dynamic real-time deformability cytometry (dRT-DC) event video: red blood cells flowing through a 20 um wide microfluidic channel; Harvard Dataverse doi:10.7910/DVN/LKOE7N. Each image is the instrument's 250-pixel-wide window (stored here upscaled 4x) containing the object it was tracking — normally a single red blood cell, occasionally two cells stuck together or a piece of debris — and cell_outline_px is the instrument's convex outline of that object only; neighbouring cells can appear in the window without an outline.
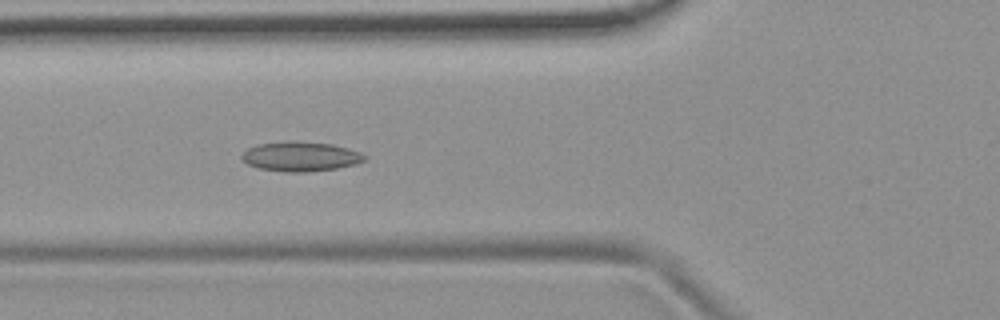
{"species": "common noctule bat (a hibernating species)", "species_latin": "Nyctalus noctula", "temperature_condition": "room temperature", "stored_images_in_passage": 51, "camera_frame_rate_fps": 3000, "um_per_image_px": 0.085, "animal": {"sex": "female", "body_mass_g": 19.9}, "frame": {"image": 1, "passage_image": 17, "time_ms": 5.333, "image_size_px": [1000, 320], "cell_outline_px": [[368, 156], [364, 160], [356, 164], [336, 168], [308, 172], [284, 172], [260, 168], [248, 164], [240, 156], [248, 148], [256, 144], [288, 140], [332, 144], [348, 148], [360, 152]], "centroid_in_image_um": [25.55, 13.29], "position_along_channel_um": 100.2, "area_um2": 21.27}}
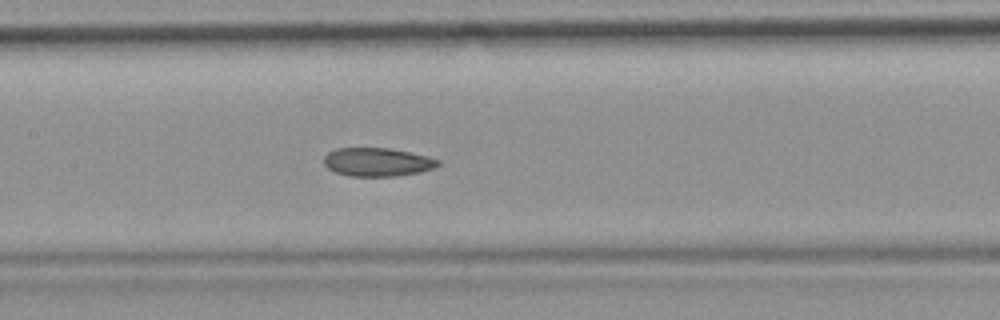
{"frame": {"image": 2, "passage_image": 23, "time_ms": 7.333, "image_size_px": [1000, 320], "cell_outline_px": [[440, 164], [436, 168], [420, 172], [396, 176], [348, 176], [336, 172], [328, 168], [324, 164], [324, 156], [328, 152], [336, 148], [392, 148], [428, 156], [440, 160]], "centroid_in_image_um": [32.1, 13.77], "position_along_channel_um": 175.3, "area_um2": 19.13}}
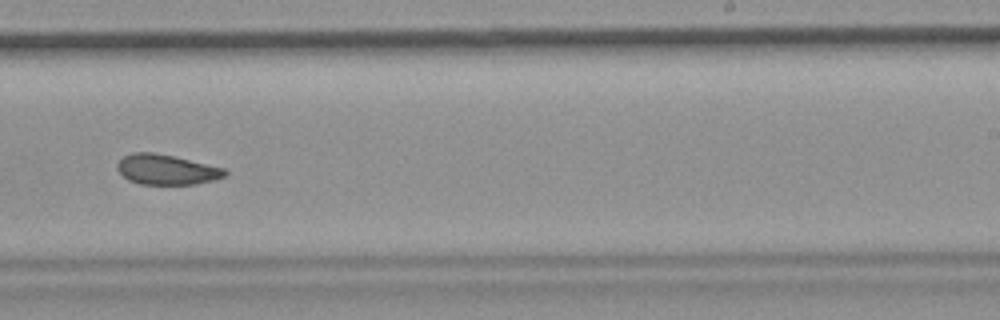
{"frame": {"image": 3, "passage_image": 31, "time_ms": 10.0, "image_size_px": [1000, 320], "cell_outline_px": [[228, 172], [224, 176], [212, 180], [196, 184], [140, 184], [128, 180], [116, 168], [116, 164], [124, 156], [132, 152], [152, 152], [176, 156], [224, 168]], "centroid_in_image_um": [14.14, 14.4], "position_along_channel_um": 274.9, "area_um2": 18.9}, "authors_computed_cell_mechanics": {"area_um2": 19.9988, "velocity_mm_per_s": 3.7496, "shape_relaxation_time_tau1_ms": null, "shape_relaxation_time_tau2_ms": 3.1615, "deformation_change_tau1": null, "deformation_change_tau2": 0.0624}}